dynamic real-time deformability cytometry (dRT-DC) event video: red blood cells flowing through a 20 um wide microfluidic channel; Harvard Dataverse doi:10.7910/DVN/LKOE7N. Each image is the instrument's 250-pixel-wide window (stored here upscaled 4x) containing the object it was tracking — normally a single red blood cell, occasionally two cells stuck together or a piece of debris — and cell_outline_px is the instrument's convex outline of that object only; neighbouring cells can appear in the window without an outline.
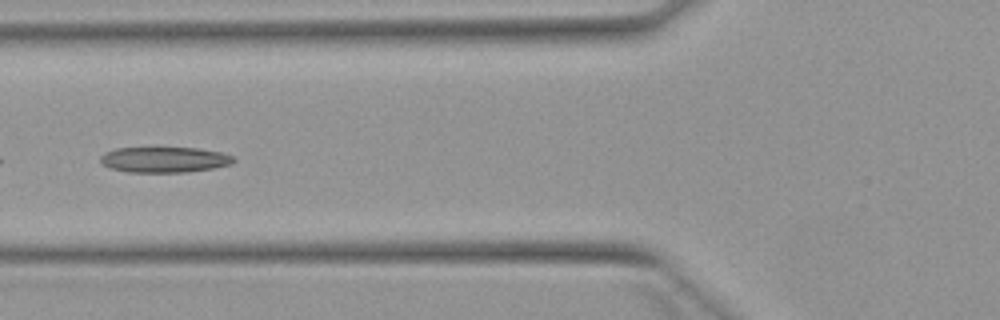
{"species": "Egyptian fruit bat (a non-hibernating species)", "species_latin": "Rousettus aegyptiacus", "temperature_condition": "warm", "stored_images_in_passage": 4, "camera_frame_rate_fps": 3000, "um_per_image_px": 0.085, "animal": {"sex": "female"}, "frame": {"image": 1, "passage_image": 4, "time_ms": 3.667, "image_size_px": [1000, 320], "cell_outline_px": [[236, 160], [232, 164], [212, 168], [184, 172], [128, 172], [112, 168], [100, 164], [100, 156], [104, 152], [116, 148], [196, 148], [220, 152], [232, 156]], "centroid_in_image_um": [13.94, 13.57], "position_along_channel_um": 111.9, "area_um2": 19.77}}